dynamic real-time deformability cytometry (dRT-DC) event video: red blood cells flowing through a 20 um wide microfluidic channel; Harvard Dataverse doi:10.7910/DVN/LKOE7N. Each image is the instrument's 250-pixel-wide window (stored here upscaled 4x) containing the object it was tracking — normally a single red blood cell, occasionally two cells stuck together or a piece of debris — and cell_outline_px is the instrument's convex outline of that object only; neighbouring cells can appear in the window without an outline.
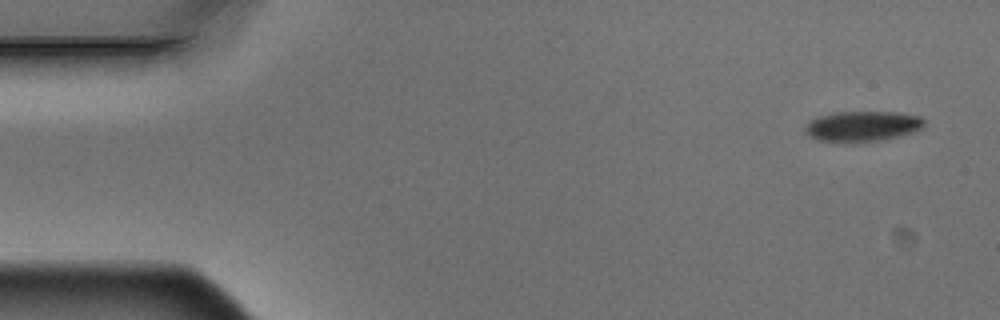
{"species": "Egyptian fruit bat (a non-hibernating species)", "species_latin": "Rousettus aegyptiacus", "temperature_condition": "warm", "stored_images_in_passage": 4, "camera_frame_rate_fps": 3000, "um_per_image_px": 0.085, "animal": {"sex": "male"}, "frame": {"image": 1, "passage_image": 1, "time_ms": 0.0, "image_size_px": [1000, 320], "cell_outline_px": [[924, 128], [916, 132], [900, 136], [880, 140], [820, 140], [808, 136], [804, 128], [808, 120], [816, 116], [832, 112], [896, 112], [920, 116], [924, 120]], "centroid_in_image_um": [73.33, 10.69], "position_along_channel_um": 11.7, "area_um2": 20.87}}